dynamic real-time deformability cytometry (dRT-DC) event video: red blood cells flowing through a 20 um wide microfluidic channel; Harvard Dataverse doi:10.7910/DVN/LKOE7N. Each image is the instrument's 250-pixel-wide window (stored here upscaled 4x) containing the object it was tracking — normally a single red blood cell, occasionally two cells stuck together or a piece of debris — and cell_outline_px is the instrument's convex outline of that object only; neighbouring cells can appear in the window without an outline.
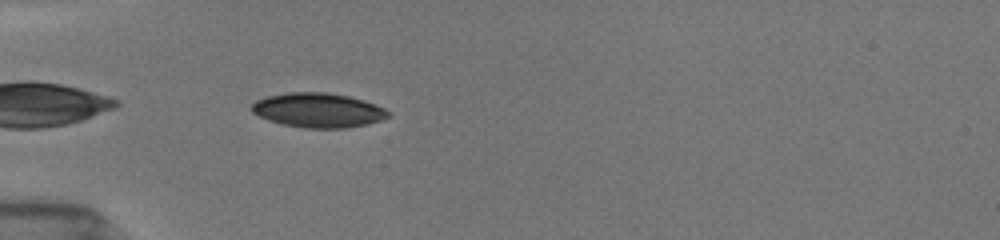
{"species": "common noctule bat (a hibernating species)", "species_latin": "Nyctalus noctula", "temperature_condition": "room temperature", "stored_images_in_passage": 8, "camera_frame_rate_fps": 3000, "um_per_image_px": 0.085, "animal": {"sex": "female", "body_mass_g": 19.5, "forearm_length_mm": 54.1}, "frame": {"image": 1, "passage_image": 1, "time_ms": 0.0, "image_size_px": [1000, 240], "cell_outline_px": [[392, 116], [368, 124], [344, 128], [304, 128], [284, 124], [268, 120], [252, 112], [252, 104], [256, 100], [268, 96], [288, 92], [328, 92], [348, 96], [364, 100], [376, 104], [384, 108]], "centroid_in_image_um": [27.07, 9.36], "position_along_channel_um": 57.9, "area_um2": 27.4}}
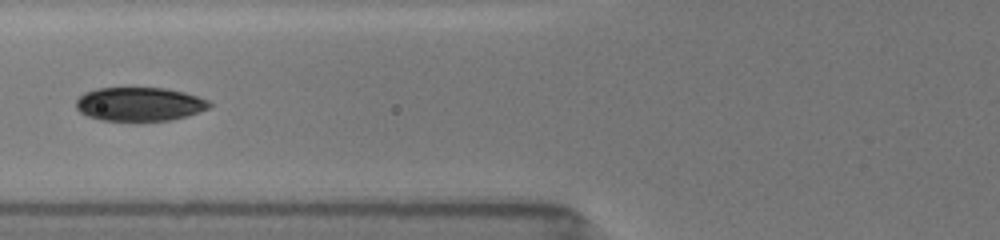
{"frame": {"image": 2, "passage_image": 4, "time_ms": 1.667, "image_size_px": [1000, 240], "cell_outline_px": [[212, 104], [208, 108], [172, 120], [100, 120], [88, 116], [80, 112], [76, 108], [76, 100], [84, 92], [96, 88], [164, 88], [184, 92], [208, 100]], "centroid_in_image_um": [11.81, 8.84], "position_along_channel_um": 114.0, "area_um2": 25.95}}
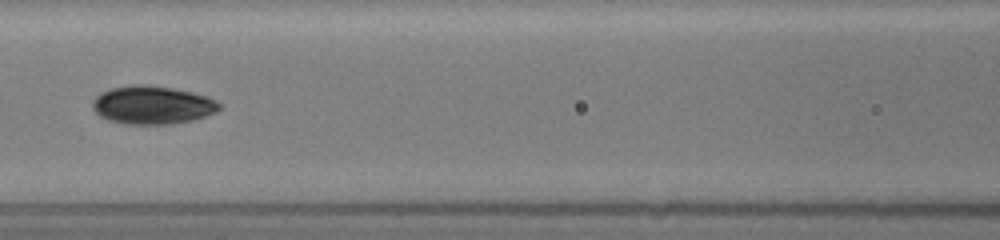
{"frame": {"image": 3, "passage_image": 6, "time_ms": 2.667, "image_size_px": [1000, 240], "cell_outline_px": [[220, 108], [216, 112], [192, 120], [172, 124], [124, 124], [108, 120], [100, 116], [92, 108], [92, 104], [96, 96], [100, 92], [112, 88], [136, 84], [148, 84], [172, 88], [192, 92], [216, 100], [220, 104]], "centroid_in_image_um": [12.93, 8.93], "position_along_channel_um": 153.7, "area_um2": 28.21}}